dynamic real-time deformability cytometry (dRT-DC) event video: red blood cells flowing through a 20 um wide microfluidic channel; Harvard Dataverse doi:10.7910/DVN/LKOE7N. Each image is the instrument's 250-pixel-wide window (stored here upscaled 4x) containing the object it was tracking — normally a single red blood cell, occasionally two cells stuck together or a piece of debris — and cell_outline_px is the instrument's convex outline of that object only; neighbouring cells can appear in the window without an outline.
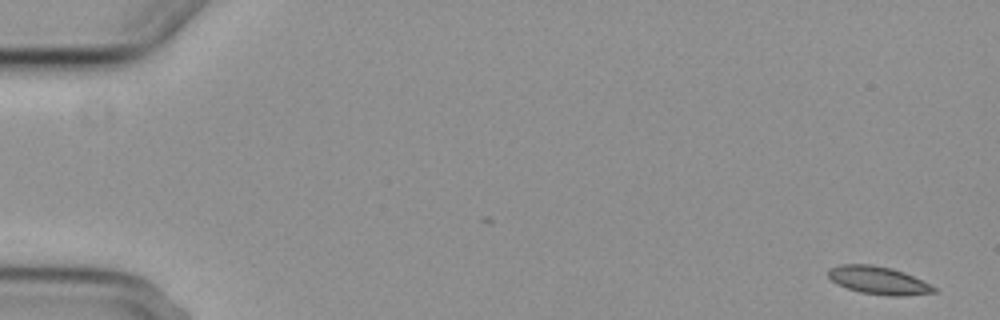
{"species": "common noctule bat (a hibernating species)", "species_latin": "Nyctalus noctula", "temperature_condition": "cold", "stored_images_in_passage": 5, "camera_frame_rate_fps": 3000, "um_per_image_px": 0.085, "animal": {"sex": "female", "body_mass_g": 29.2, "forearm_length_mm": 56.3}, "frame": {"image": 1, "passage_image": 1, "time_ms": 0.0, "image_size_px": [1000, 320], "cell_outline_px": [[940, 292], [904, 296], [888, 296], [860, 292], [848, 288], [832, 280], [828, 276], [828, 268], [840, 264], [872, 264], [892, 268], [904, 272], [940, 288]], "centroid_in_image_um": [74.75, 23.83], "position_along_channel_um": 10.3, "area_um2": 17.4}}
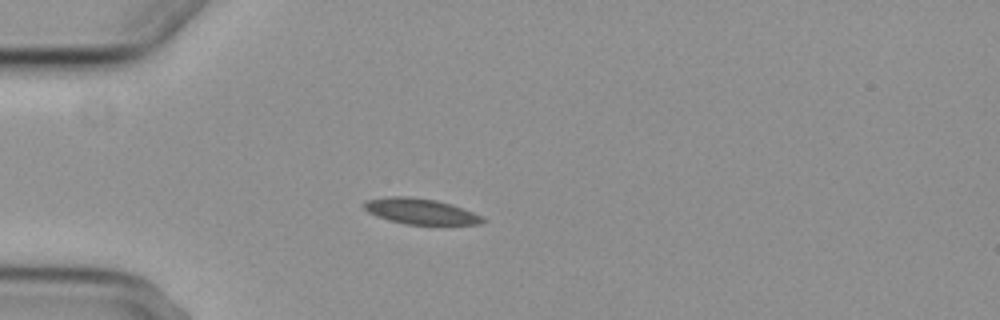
{"frame": {"image": 2, "passage_image": 5, "time_ms": 4.667, "image_size_px": [1000, 320], "cell_outline_px": [[488, 220], [484, 224], [408, 224], [388, 220], [376, 216], [368, 212], [364, 208], [364, 200], [388, 196], [408, 196], [436, 200], [452, 204], [484, 216]], "centroid_in_image_um": [35.77, 17.96], "position_along_channel_um": 49.2, "area_um2": 17.92}}